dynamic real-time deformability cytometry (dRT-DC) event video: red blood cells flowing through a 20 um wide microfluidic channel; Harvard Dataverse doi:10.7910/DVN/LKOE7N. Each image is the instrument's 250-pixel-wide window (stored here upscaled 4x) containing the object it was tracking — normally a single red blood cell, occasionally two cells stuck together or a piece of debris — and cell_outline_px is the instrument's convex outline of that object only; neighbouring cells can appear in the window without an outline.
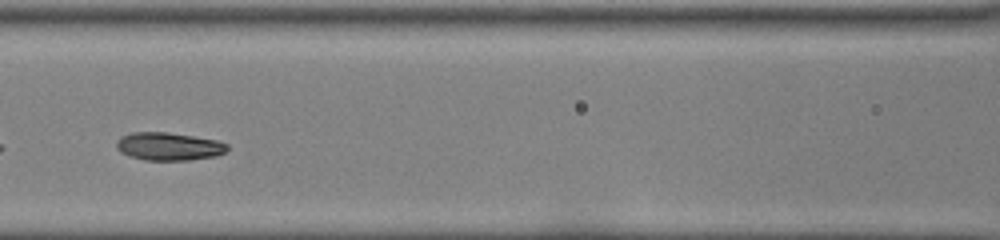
{"species": "common noctule bat (a hibernating species)", "species_latin": "Nyctalus noctula", "temperature_condition": "room temperature", "stored_images_in_passage": 33, "camera_frame_rate_fps": 3000, "um_per_image_px": 0.085, "animal": {"sex": "female", "body_mass_g": 22.0, "forearm_length_mm": 56.7}, "frame": {"image": 1, "passage_image": 10, "time_ms": 3.0, "image_size_px": [1000, 240], "cell_outline_px": [[228, 148], [224, 152], [216, 156], [188, 160], [144, 160], [128, 156], [120, 152], [116, 148], [116, 140], [120, 136], [132, 132], [168, 132], [216, 140], [228, 144]], "centroid_in_image_um": [14.29, 12.44], "position_along_channel_um": 152.3, "area_um2": 18.15}}
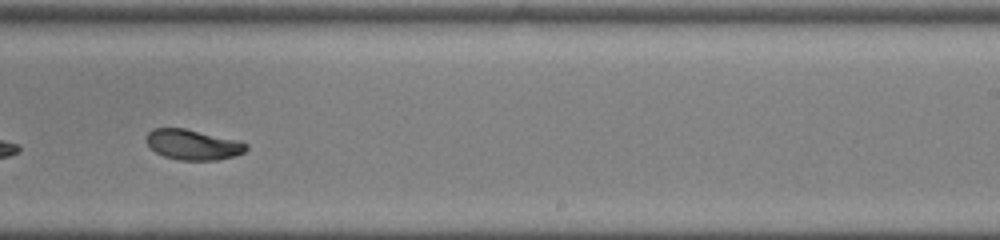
{"frame": {"image": 2, "passage_image": 19, "time_ms": 6.0, "image_size_px": [1000, 240], "cell_outline_px": [[248, 148], [244, 152], [232, 156], [216, 160], [180, 160], [164, 156], [156, 152], [148, 144], [148, 132], [152, 128], [184, 128], [240, 140], [248, 144]], "centroid_in_image_um": [16.44, 12.29], "position_along_channel_um": 272.6, "area_um2": 17.51}, "authors_computed_cell_mechanics": {"area_um2": 18.3804, "velocity_mm_per_s": 4.0346, "shape_relaxation_time_tau1_ms": 3.2238, "shape_relaxation_time_tau2_ms": 1.4109, "deformation_change_tau1": 0.141, "deformation_change_tau2": 0.0586}}